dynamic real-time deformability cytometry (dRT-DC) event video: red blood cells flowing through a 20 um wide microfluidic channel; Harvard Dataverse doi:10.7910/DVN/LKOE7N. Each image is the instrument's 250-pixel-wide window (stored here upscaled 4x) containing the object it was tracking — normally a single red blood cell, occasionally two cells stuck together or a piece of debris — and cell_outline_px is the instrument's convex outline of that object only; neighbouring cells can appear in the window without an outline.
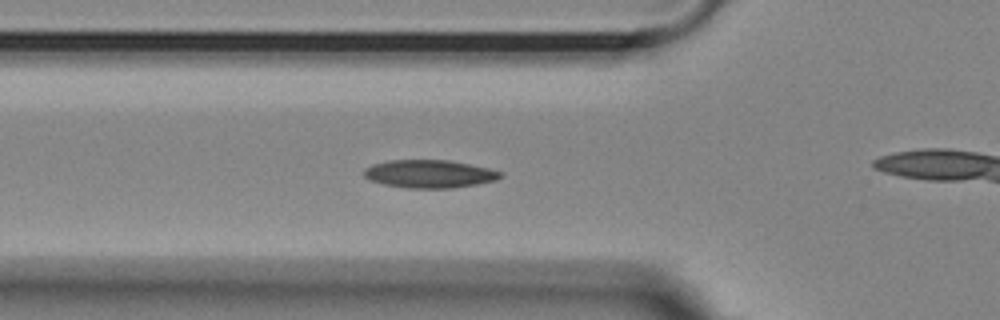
{"species": "Egyptian fruit bat (a non-hibernating species)", "species_latin": "Rousettus aegyptiacus", "temperature_condition": "room temperature", "stored_images_in_passage": 36, "camera_frame_rate_fps": 3000, "um_per_image_px": 0.085, "animal": {"sex": "female"}, "frame": {"image": 1, "passage_image": 2, "time_ms": 0.333, "image_size_px": [1000, 320], "cell_outline_px": [[504, 176], [496, 180], [476, 184], [452, 188], [408, 188], [384, 184], [372, 180], [364, 176], [364, 168], [372, 164], [388, 160], [448, 160], [488, 168], [500, 172]], "centroid_in_image_um": [36.49, 14.78], "position_along_channel_um": 89.3, "area_um2": 22.08}}
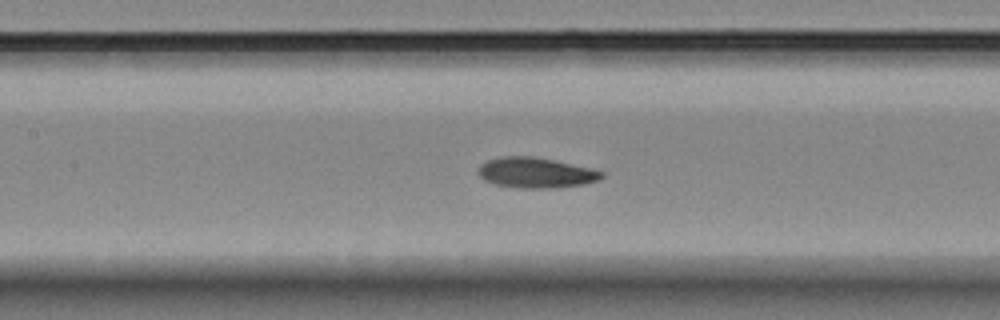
{"frame": {"image": 2, "passage_image": 8, "time_ms": 2.333, "image_size_px": [1000, 320], "cell_outline_px": [[604, 176], [600, 180], [584, 184], [556, 188], [520, 188], [492, 184], [484, 180], [480, 176], [480, 164], [488, 160], [500, 156], [532, 156], [592, 168], [604, 172]], "centroid_in_image_um": [45.56, 14.69], "position_along_channel_um": 161.8, "area_um2": 21.91}}
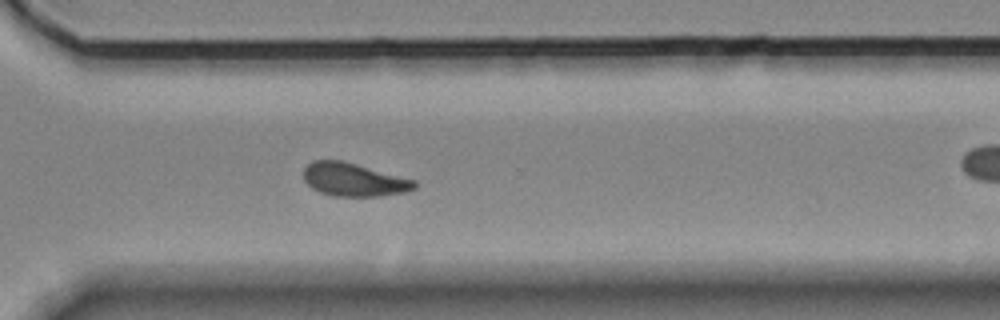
{"frame": {"image": 3, "passage_image": 23, "time_ms": 7.333, "image_size_px": [1000, 320], "cell_outline_px": [[416, 188], [404, 192], [380, 196], [332, 196], [320, 192], [312, 188], [304, 180], [304, 168], [312, 160], [340, 160], [356, 164], [416, 180]], "centroid_in_image_um": [30.06, 15.27], "position_along_channel_um": 340.5, "area_um2": 21.39}}